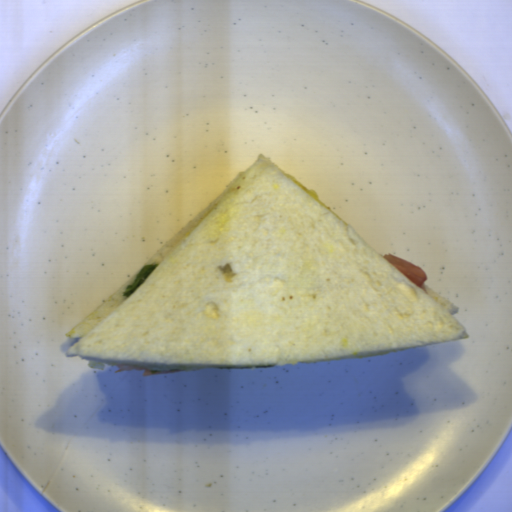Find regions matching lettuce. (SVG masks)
Listing matches in <instances>:
<instances>
[{"label": "lettuce", "mask_w": 512, "mask_h": 512, "mask_svg": "<svg viewBox=\"0 0 512 512\" xmlns=\"http://www.w3.org/2000/svg\"><path fill=\"white\" fill-rule=\"evenodd\" d=\"M158 265V263H150L147 265H143L140 271L138 272L137 276L133 280V283L125 287V291L121 293L122 296L129 297L136 290H138L149 278V276L154 272Z\"/></svg>", "instance_id": "9fb2a089"}]
</instances>
